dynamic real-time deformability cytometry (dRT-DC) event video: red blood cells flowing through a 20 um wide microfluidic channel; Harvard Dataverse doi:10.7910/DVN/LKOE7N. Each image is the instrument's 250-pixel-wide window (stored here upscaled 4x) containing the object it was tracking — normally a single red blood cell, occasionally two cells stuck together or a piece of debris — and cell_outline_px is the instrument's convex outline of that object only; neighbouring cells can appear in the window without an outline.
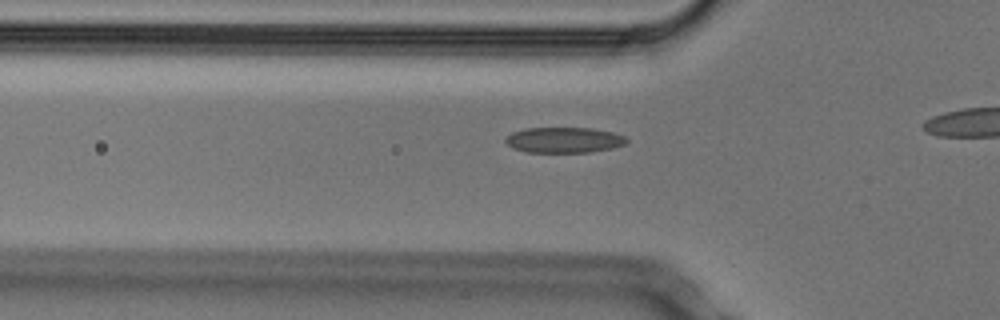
{"species": "Egyptian fruit bat (a non-hibernating species)", "species_latin": "Rousettus aegyptiacus", "temperature_condition": "cold", "stored_images_in_passage": 22, "camera_frame_rate_fps": 3000, "um_per_image_px": 0.085, "animal": {"sex": "male"}, "frame": {"image": 1, "passage_image": 13, "time_ms": 4.0, "image_size_px": [1000, 320], "cell_outline_px": [[628, 140], [624, 144], [612, 148], [592, 152], [524, 152], [512, 148], [504, 140], [512, 132], [524, 128], [592, 128], [612, 132], [624, 136]], "centroid_in_image_um": [47.92, 11.9], "position_along_channel_um": 77.9, "area_um2": 18.03}}
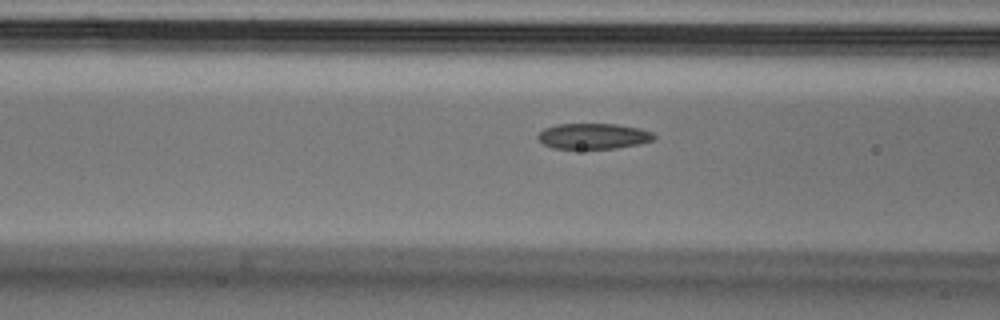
{"frame": {"image": 2, "passage_image": 16, "time_ms": 5.0, "image_size_px": [1000, 320], "cell_outline_px": [[656, 140], [640, 144], [616, 148], [552, 148], [544, 144], [536, 136], [544, 128], [556, 124], [616, 124], [640, 128], [652, 132], [656, 136]], "centroid_in_image_um": [50.47, 11.57], "position_along_channel_um": 116.1, "area_um2": 17.4}}
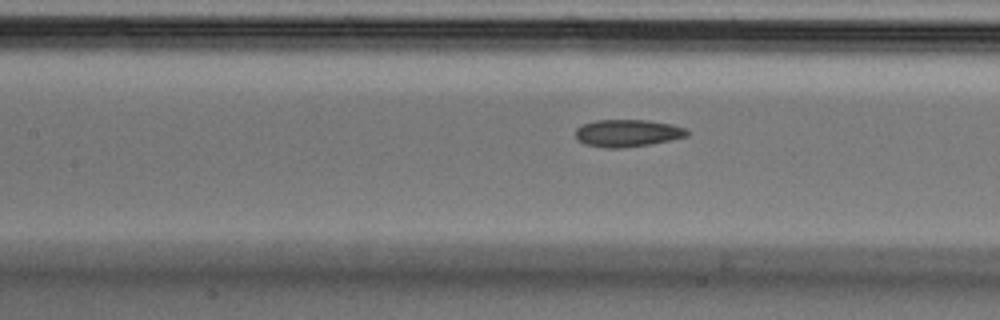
{"frame": {"image": 3, "passage_image": 19, "time_ms": 6.0, "image_size_px": [1000, 320], "cell_outline_px": [[688, 136], [672, 140], [648, 144], [620, 148], [608, 148], [584, 144], [576, 140], [576, 128], [584, 124], [596, 120], [648, 120], [672, 124], [684, 128], [688, 132]], "centroid_in_image_um": [53.32, 11.31], "position_along_channel_um": 154.1, "area_um2": 17.69}}